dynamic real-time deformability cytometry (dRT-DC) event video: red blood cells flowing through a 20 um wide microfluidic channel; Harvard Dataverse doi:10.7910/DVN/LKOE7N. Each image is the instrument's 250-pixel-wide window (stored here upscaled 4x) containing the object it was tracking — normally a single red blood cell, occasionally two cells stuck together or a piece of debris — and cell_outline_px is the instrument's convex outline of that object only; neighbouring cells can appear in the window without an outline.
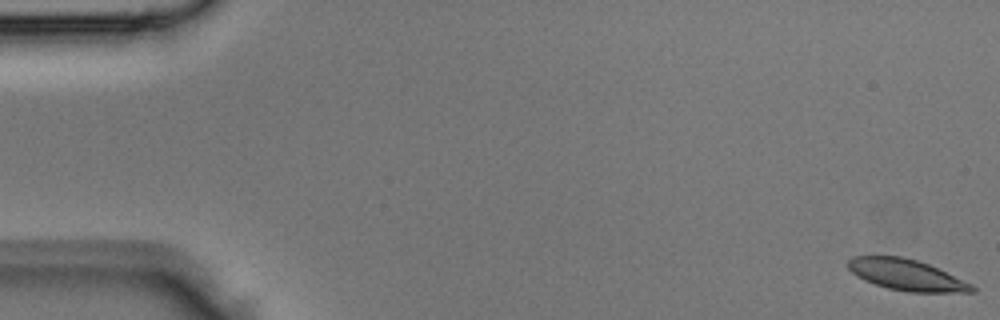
{"species": "Egyptian fruit bat (a non-hibernating species)", "species_latin": "Rousettus aegyptiacus", "temperature_condition": "room temperature", "stored_images_in_passage": 4, "camera_frame_rate_fps": 3000, "um_per_image_px": 0.085, "animal": {"sex": "male"}, "frame": {"image": 1, "passage_image": 1, "time_ms": 0.0, "image_size_px": [1000, 320], "cell_outline_px": [[976, 292], [908, 292], [888, 288], [864, 280], [856, 276], [848, 268], [848, 260], [852, 256], [900, 256], [916, 260], [928, 264], [972, 284], [976, 288]], "centroid_in_image_um": [77.04, 23.36], "position_along_channel_um": 8.0, "area_um2": 22.25}}